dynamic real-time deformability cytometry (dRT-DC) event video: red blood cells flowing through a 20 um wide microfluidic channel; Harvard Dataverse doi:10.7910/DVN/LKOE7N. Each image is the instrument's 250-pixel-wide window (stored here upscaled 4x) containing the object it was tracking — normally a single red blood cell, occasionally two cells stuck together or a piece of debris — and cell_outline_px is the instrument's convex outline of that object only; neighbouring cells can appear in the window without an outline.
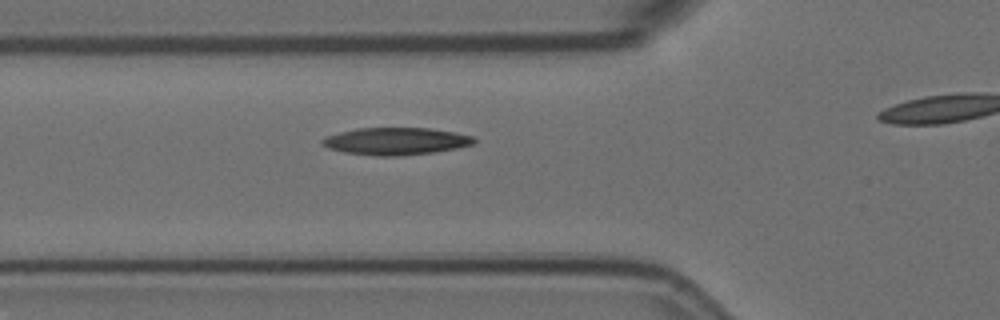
{"species": "Egyptian fruit bat (a non-hibernating species)", "species_latin": "Rousettus aegyptiacus", "temperature_condition": "room temperature", "stored_images_in_passage": 4, "segment_of_instrument_passage": [1, 2], "camera_frame_rate_fps": 3000, "um_per_image_px": 0.085, "animal": {"sex": "female"}, "frame": {"image": 1, "passage_image": 3, "time_ms": 0.667, "image_size_px": [1000, 320], "cell_outline_px": [[476, 140], [472, 144], [456, 148], [432, 152], [396, 156], [380, 156], [344, 152], [328, 148], [320, 144], [320, 140], [328, 136], [340, 132], [356, 128], [428, 128], [456, 132], [472, 136]], "centroid_in_image_um": [33.62, 11.99], "position_along_channel_um": 92.2, "area_um2": 23.93}}